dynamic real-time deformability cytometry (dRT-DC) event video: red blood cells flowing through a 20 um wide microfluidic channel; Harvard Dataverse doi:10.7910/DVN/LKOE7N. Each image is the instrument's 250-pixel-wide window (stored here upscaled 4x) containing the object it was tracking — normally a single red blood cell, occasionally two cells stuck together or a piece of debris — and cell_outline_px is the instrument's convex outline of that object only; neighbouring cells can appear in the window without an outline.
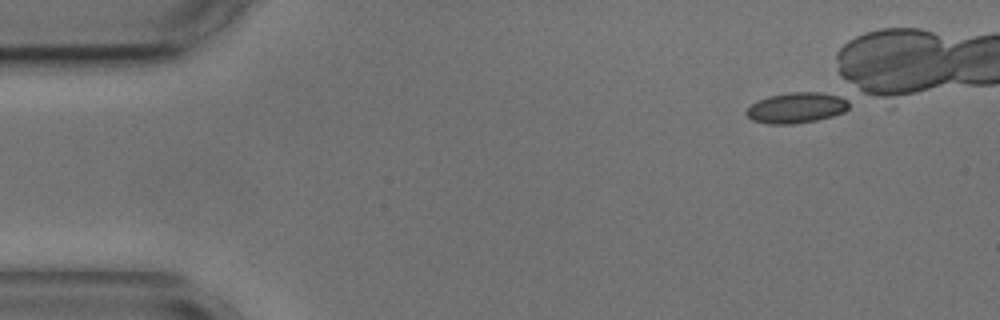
{"species": "common noctule bat (a hibernating species)", "species_latin": "Nyctalus noctula", "temperature_condition": "cold", "stored_images_in_passage": 39, "camera_frame_rate_fps": 3000, "um_per_image_px": 0.085, "animal": {"sex": "male", "body_mass_g": 17.9, "forearm_length_mm": 54.2}, "frame": {"image": 1, "passage_image": 1, "time_ms": 0.0, "image_size_px": [1000, 320], "cell_outline_px": [[848, 108], [844, 112], [832, 116], [816, 120], [792, 124], [768, 124], [752, 120], [744, 112], [752, 104], [768, 96], [792, 92], [820, 92], [848, 96]], "centroid_in_image_um": [67.75, 9.15], "position_along_channel_um": 17.3, "area_um2": 18.44}}